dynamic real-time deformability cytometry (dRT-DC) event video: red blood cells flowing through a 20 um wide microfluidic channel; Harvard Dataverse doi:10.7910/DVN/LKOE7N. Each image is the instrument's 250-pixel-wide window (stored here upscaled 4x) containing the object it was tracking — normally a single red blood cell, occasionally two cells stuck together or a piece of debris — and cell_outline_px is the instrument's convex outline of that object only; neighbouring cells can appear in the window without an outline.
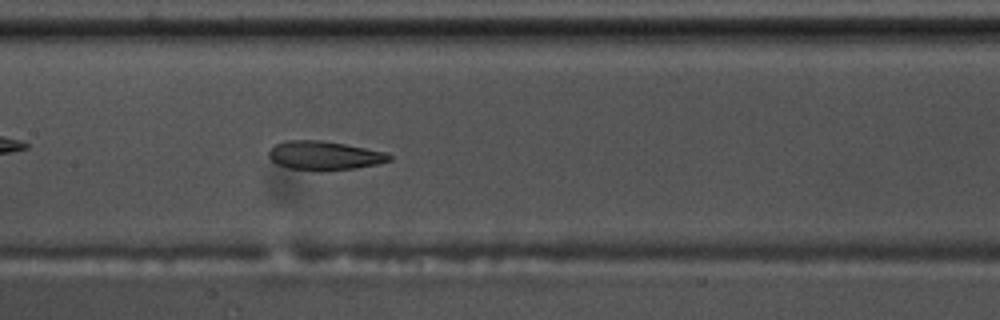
{"species": "common noctule bat (a hibernating species)", "species_latin": "Nyctalus noctula", "temperature_condition": "warm", "stored_images_in_passage": 51, "camera_frame_rate_fps": 3000, "um_per_image_px": 0.085, "animal": {"sex": "male", "body_mass_g": 17.5, "forearm_length_mm": 52.3}, "frame": {"image": 1, "passage_image": 22, "time_ms": 7.0, "image_size_px": [1000, 320], "cell_outline_px": [[392, 160], [380, 164], [356, 168], [324, 172], [320, 172], [288, 168], [276, 164], [268, 156], [268, 152], [276, 144], [284, 140], [320, 140], [344, 144], [384, 152], [392, 156]], "centroid_in_image_um": [27.56, 13.25], "position_along_channel_um": 179.8, "area_um2": 20.58}}
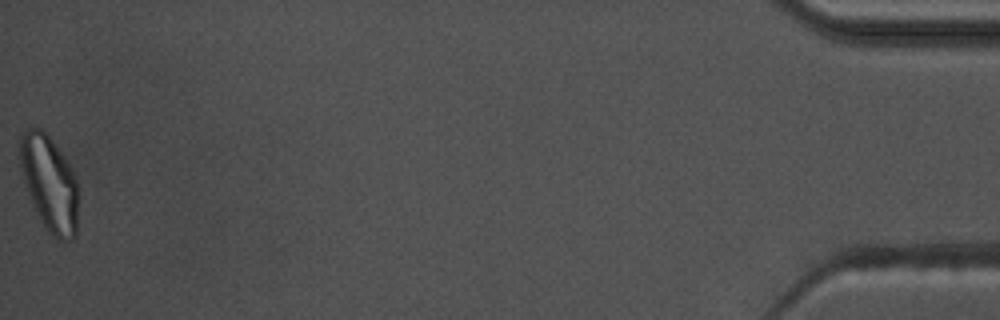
{"frame": {"image": 2, "passage_image": 51, "time_ms": 16.667, "image_size_px": [1000, 320], "cell_outline_px": [[76, 236], [72, 240], [56, 240], [44, 228], [32, 204], [24, 184], [20, 172], [20, 132], [28, 128], [40, 128], [48, 136], [68, 164], [76, 176]], "centroid_in_image_um": [4.15, 15.62], "position_along_channel_um": 431.0, "area_um2": 32.25}, "authors_computed_cell_mechanics": {"area_um2": 22.3686, "velocity_mm_per_s": 3.6111, "shape_relaxation_time_tau1_ms": 6.2132, "shape_relaxation_time_tau2_ms": 1.8716, "deformation_change_tau1": 0.1893, "deformation_change_tau2": 0.0915}}